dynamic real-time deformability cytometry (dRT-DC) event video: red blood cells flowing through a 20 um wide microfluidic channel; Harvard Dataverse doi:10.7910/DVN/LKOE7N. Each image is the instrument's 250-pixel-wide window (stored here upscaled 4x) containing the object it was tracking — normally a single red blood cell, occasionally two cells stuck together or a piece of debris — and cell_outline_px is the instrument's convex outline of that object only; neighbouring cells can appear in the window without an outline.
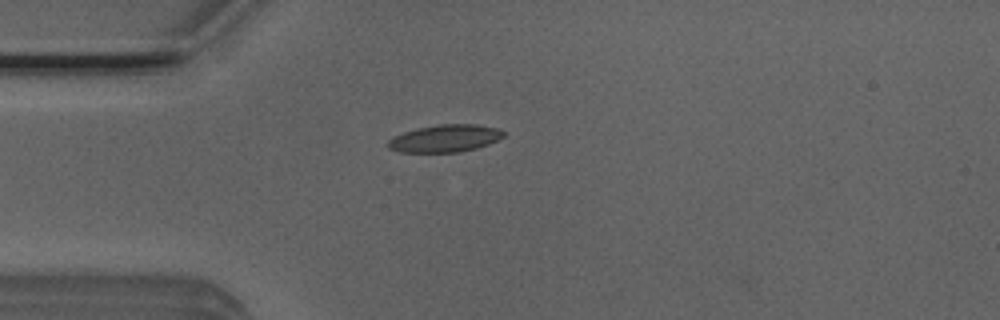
{"species": "Egyptian fruit bat (a non-hibernating species)", "species_latin": "Rousettus aegyptiacus", "temperature_condition": "room temperature", "stored_images_in_passage": 39, "camera_frame_rate_fps": 3000, "um_per_image_px": 0.085, "animal": {"sex": "male"}, "frame": {"image": 1, "passage_image": 1, "time_ms": 0.0, "image_size_px": [1000, 320], "cell_outline_px": [[504, 136], [488, 144], [476, 148], [460, 152], [400, 152], [388, 148], [388, 140], [392, 136], [404, 132], [420, 128], [440, 124], [476, 124], [496, 128], [504, 132]], "centroid_in_image_um": [37.8, 11.77], "position_along_channel_um": 47.2, "area_um2": 18.26}}
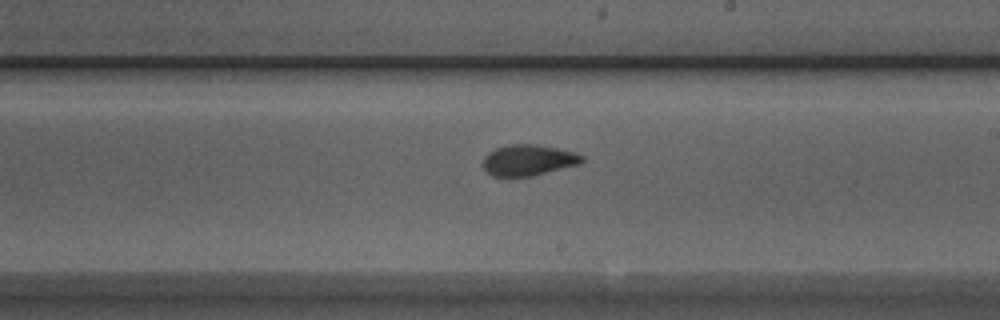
{"frame": {"image": 2, "passage_image": 17, "time_ms": 5.333, "image_size_px": [1000, 320], "cell_outline_px": [[584, 160], [580, 164], [532, 176], [492, 176], [484, 168], [484, 156], [488, 152], [496, 148], [512, 144], [532, 144], [556, 148], [576, 152], [584, 156]], "centroid_in_image_um": [44.93, 13.61], "position_along_channel_um": 244.1, "area_um2": 17.74}}
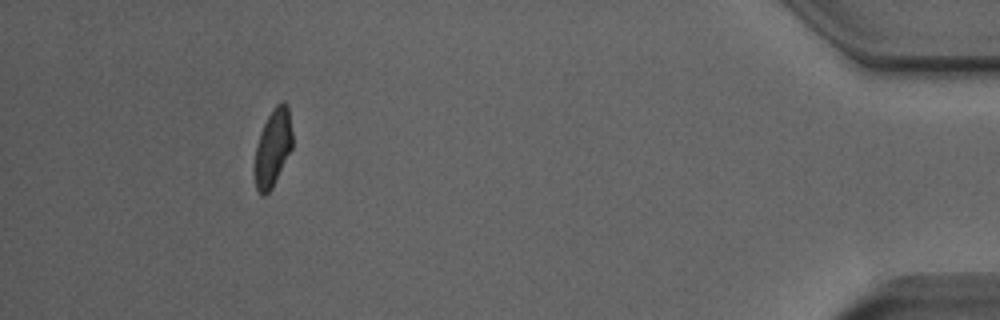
{"frame": {"image": 3, "passage_image": 35, "time_ms": 11.333, "image_size_px": [1000, 320], "cell_outline_px": [[292, 148], [272, 188], [264, 196], [260, 196], [256, 188], [256, 144], [260, 132], [272, 108], [280, 100], [284, 100], [288, 108], [292, 132]], "centroid_in_image_um": [23.21, 12.52], "position_along_channel_um": 412.0, "area_um2": 16.82}, "authors_computed_cell_mechanics": {"area_um2": 17.8602, "velocity_mm_per_s": 3.9301, "shape_relaxation_time_tau1_ms": 6.0205, "shape_relaxation_time_tau2_ms": 1.5182, "deformation_change_tau1": 0.1665, "deformation_change_tau2": 0.0767}}